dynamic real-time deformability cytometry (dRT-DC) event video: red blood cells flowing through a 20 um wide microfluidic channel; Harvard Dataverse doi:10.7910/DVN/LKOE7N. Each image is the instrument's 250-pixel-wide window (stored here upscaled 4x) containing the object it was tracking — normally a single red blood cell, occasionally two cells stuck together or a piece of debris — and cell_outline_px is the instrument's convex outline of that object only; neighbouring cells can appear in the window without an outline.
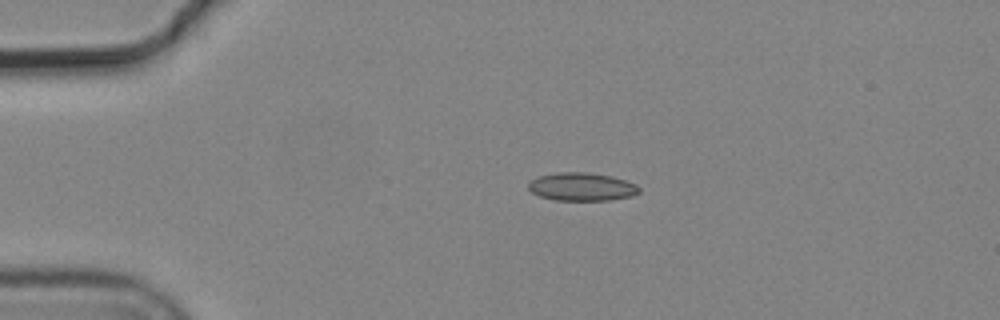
{"species": "common noctule bat (a hibernating species)", "species_latin": "Nyctalus noctula", "temperature_condition": "cold", "stored_images_in_passage": 4, "camera_frame_rate_fps": 3000, "um_per_image_px": 0.085, "animal": {"sex": "male", "body_mass_g": 19.2, "forearm_length_mm": 51.8}, "frame": {"image": 1, "passage_image": 2, "time_ms": 0.333, "image_size_px": [1000, 320], "cell_outline_px": [[640, 192], [632, 196], [612, 200], [552, 200], [540, 196], [532, 192], [528, 188], [528, 180], [536, 176], [556, 172], [588, 172], [612, 176], [636, 184], [640, 188]], "centroid_in_image_um": [49.42, 15.87], "position_along_channel_um": 35.6, "area_um2": 18.44}}
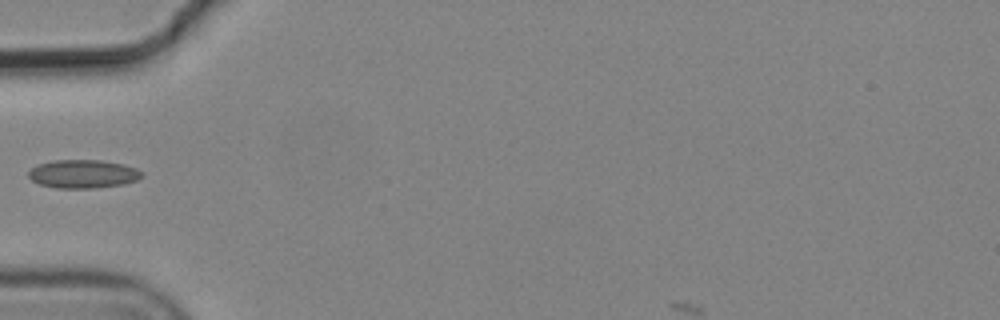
{"frame": {"image": 2, "passage_image": 4, "time_ms": 1.0, "image_size_px": [1000, 320], "cell_outline_px": [[144, 176], [136, 180], [124, 184], [92, 188], [56, 188], [40, 184], [32, 180], [28, 176], [28, 172], [36, 164], [52, 160], [100, 160], [124, 164], [136, 168], [144, 172]], "centroid_in_image_um": [7.07, 14.77], "position_along_channel_um": 77.9, "area_um2": 18.9}}